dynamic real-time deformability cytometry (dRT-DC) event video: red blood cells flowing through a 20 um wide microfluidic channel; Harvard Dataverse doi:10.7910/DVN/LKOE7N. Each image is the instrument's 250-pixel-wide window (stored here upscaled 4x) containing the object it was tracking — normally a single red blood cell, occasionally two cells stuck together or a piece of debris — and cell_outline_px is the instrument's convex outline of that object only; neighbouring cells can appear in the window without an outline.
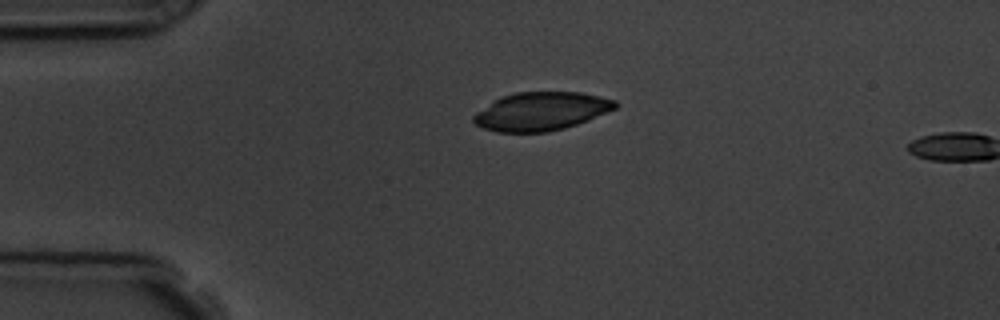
{"species": "common noctule bat (a hibernating species)", "species_latin": "Nyctalus noctula", "temperature_condition": "room temperature", "stored_images_in_passage": 6, "segment_of_instrument_passage": [2, 2], "camera_frame_rate_fps": 3000, "um_per_image_px": 0.085, "animal": {"sex": "male", "body_mass_g": 19.5, "forearm_length_mm": 54.6}, "frame": {"image": 1, "passage_image": 6, "time_ms": 5.667, "image_size_px": [1000, 320], "cell_outline_px": [[616, 108], [588, 120], [564, 128], [548, 132], [496, 132], [484, 128], [476, 124], [472, 120], [472, 116], [476, 112], [492, 100], [500, 96], [516, 92], [580, 92], [600, 96], [616, 100]], "centroid_in_image_um": [45.96, 9.45], "position_along_channel_um": 39.0, "area_um2": 31.73}}